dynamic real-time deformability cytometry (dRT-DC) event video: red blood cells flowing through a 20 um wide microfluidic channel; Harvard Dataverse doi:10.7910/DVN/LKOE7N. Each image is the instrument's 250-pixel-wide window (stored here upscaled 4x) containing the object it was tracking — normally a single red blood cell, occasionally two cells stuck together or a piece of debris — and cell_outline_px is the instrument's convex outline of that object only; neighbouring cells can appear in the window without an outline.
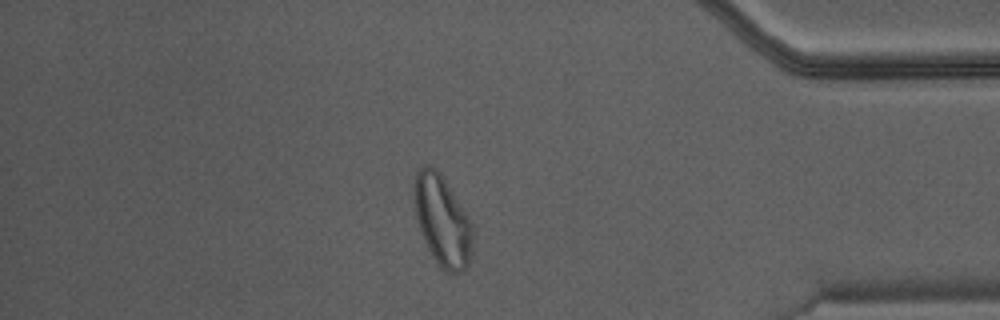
{"species": "Egyptian fruit bat (a non-hibernating species)", "species_latin": "Rousettus aegyptiacus", "temperature_condition": "warm", "stored_images_in_passage": 41, "camera_frame_rate_fps": 3000, "um_per_image_px": 0.085, "animal": {"sex": "male"}, "frame": {"image": 1, "passage_image": 35, "time_ms": 11.333, "image_size_px": [1000, 320], "cell_outline_px": [[472, 260], [460, 272], [448, 272], [432, 256], [420, 232], [416, 216], [412, 196], [412, 184], [416, 172], [424, 164], [428, 164], [436, 168], [440, 172], [472, 224]], "centroid_in_image_um": [37.56, 18.7], "position_along_channel_um": 397.6, "area_um2": 30.87}}
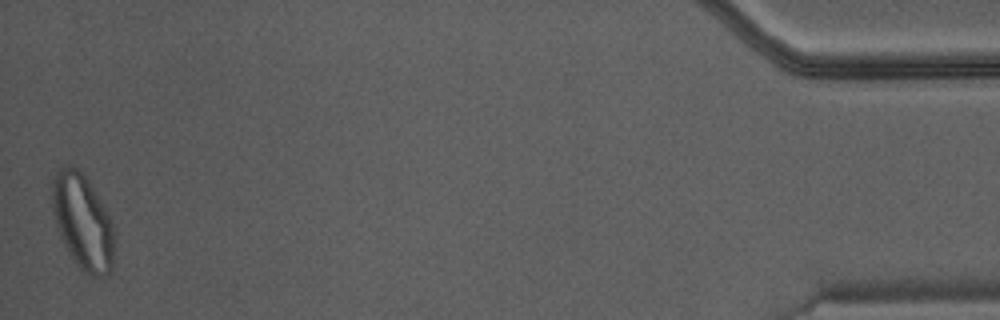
{"frame": {"image": 2, "passage_image": 41, "time_ms": 13.333, "image_size_px": [1000, 320], "cell_outline_px": [[112, 268], [108, 276], [96, 276], [84, 272], [76, 264], [64, 244], [60, 236], [52, 212], [52, 180], [56, 172], [64, 164], [72, 164], [88, 180], [100, 200], [112, 224]], "centroid_in_image_um": [6.98, 18.83], "position_along_channel_um": 428.2, "area_um2": 33.93}}